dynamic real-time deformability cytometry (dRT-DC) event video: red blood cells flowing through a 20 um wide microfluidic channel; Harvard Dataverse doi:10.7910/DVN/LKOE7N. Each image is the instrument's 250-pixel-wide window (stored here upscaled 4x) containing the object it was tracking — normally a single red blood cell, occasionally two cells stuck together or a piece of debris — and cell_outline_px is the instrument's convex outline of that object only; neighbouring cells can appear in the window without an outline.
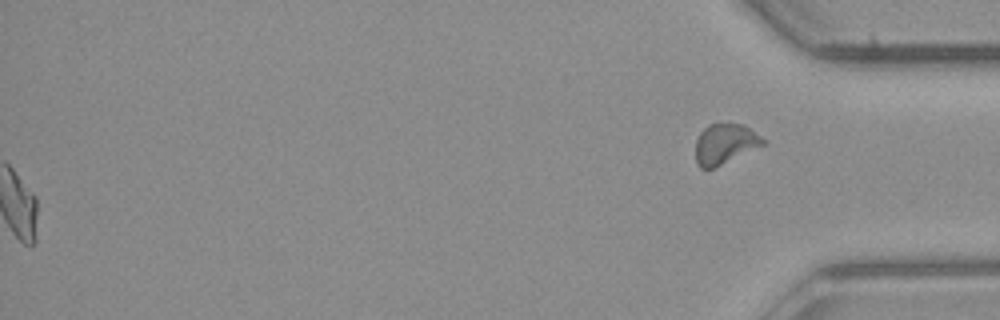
{"species": "common noctule bat (a hibernating species)", "species_latin": "Nyctalus noctula", "temperature_condition": "room temperature", "stored_images_in_passage": 53, "segment_of_instrument_passage": [2, 2], "camera_frame_rate_fps": 3000, "um_per_image_px": 0.085, "animal": {"sex": "male", "body_mass_g": 23.1, "forearm_length_mm": 52.7}, "frame": {"image": 1, "passage_image": 53, "time_ms": 17.333, "image_size_px": [1000, 320], "cell_outline_px": [[768, 140], [764, 144], [712, 168], [700, 168], [696, 164], [696, 140], [700, 132], [708, 124], [740, 124], [748, 128]], "centroid_in_image_um": [61.6, 12.22], "position_along_channel_um": 373.6, "area_um2": 15.43}}